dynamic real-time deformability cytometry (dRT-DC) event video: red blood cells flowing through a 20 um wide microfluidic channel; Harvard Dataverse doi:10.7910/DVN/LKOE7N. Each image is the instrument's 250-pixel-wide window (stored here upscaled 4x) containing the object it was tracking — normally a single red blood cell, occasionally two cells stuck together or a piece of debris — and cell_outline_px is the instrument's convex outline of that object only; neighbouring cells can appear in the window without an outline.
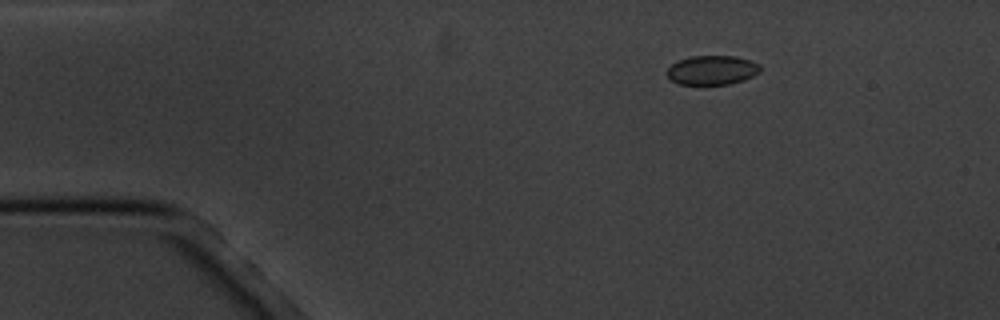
{"species": "common noctule bat (a hibernating species)", "species_latin": "Nyctalus noctula", "temperature_condition": "cold", "stored_images_in_passage": 5, "camera_frame_rate_fps": 3000, "um_per_image_px": 0.085, "animal": {"sex": "male", "body_mass_g": 20.1, "forearm_length_mm": 53.5}, "frame": {"image": 1, "passage_image": 2, "time_ms": 1.0, "image_size_px": [1000, 320], "cell_outline_px": [[760, 72], [744, 80], [728, 84], [680, 84], [672, 80], [668, 76], [668, 68], [672, 64], [680, 60], [692, 56], [736, 56], [760, 64]], "centroid_in_image_um": [60.55, 5.96], "position_along_channel_um": 24.4, "area_um2": 15.66}}
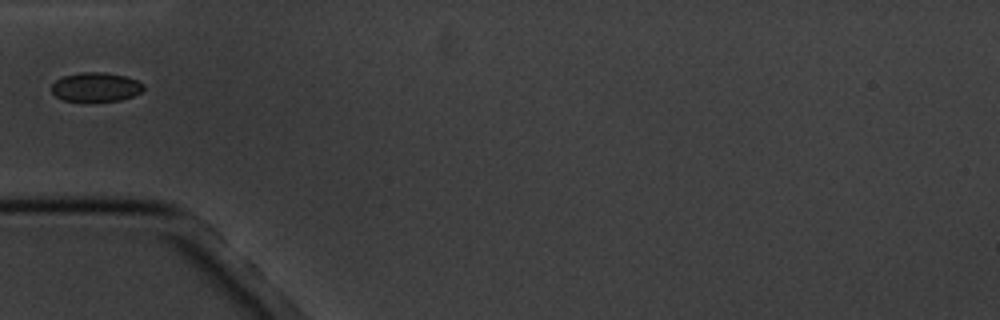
{"frame": {"image": 2, "passage_image": 4, "time_ms": 4.333, "image_size_px": [1000, 320], "cell_outline_px": [[144, 88], [140, 92], [132, 96], [120, 100], [92, 104], [84, 104], [64, 100], [56, 96], [52, 92], [52, 84], [56, 80], [64, 76], [80, 72], [104, 72], [124, 76], [136, 80], [144, 84]], "centroid_in_image_um": [8.12, 7.45], "position_along_channel_um": 76.9, "area_um2": 16.18}}
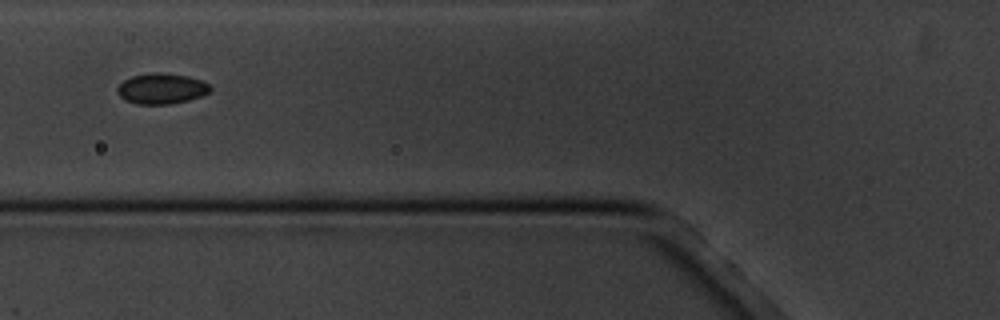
{"frame": {"image": 3, "passage_image": 5, "time_ms": 5.333, "image_size_px": [1000, 320], "cell_outline_px": [[212, 88], [208, 92], [200, 96], [188, 100], [168, 104], [136, 104], [124, 100], [116, 92], [116, 88], [124, 80], [132, 76], [148, 72], [164, 72], [188, 76], [200, 80], [208, 84]], "centroid_in_image_um": [13.69, 7.52], "position_along_channel_um": 112.1, "area_um2": 16.65}}